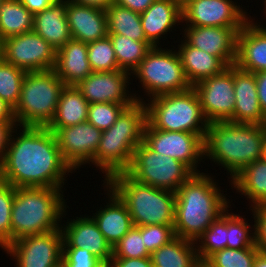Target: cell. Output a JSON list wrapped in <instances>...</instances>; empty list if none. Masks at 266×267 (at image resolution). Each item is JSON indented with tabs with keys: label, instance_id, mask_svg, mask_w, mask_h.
<instances>
[{
	"label": "cell",
	"instance_id": "1",
	"mask_svg": "<svg viewBox=\"0 0 266 267\" xmlns=\"http://www.w3.org/2000/svg\"><path fill=\"white\" fill-rule=\"evenodd\" d=\"M73 172L62 158L55 133L47 127L17 126L0 164V180L15 188L62 189Z\"/></svg>",
	"mask_w": 266,
	"mask_h": 267
},
{
	"label": "cell",
	"instance_id": "2",
	"mask_svg": "<svg viewBox=\"0 0 266 267\" xmlns=\"http://www.w3.org/2000/svg\"><path fill=\"white\" fill-rule=\"evenodd\" d=\"M215 176L194 173L175 192L174 232L193 242L228 208L230 199L223 193ZM222 192V193H221Z\"/></svg>",
	"mask_w": 266,
	"mask_h": 267
},
{
	"label": "cell",
	"instance_id": "3",
	"mask_svg": "<svg viewBox=\"0 0 266 267\" xmlns=\"http://www.w3.org/2000/svg\"><path fill=\"white\" fill-rule=\"evenodd\" d=\"M266 138V125L212 122L207 127L204 143V159L224 167L236 176L245 166L261 159L262 145Z\"/></svg>",
	"mask_w": 266,
	"mask_h": 267
},
{
	"label": "cell",
	"instance_id": "4",
	"mask_svg": "<svg viewBox=\"0 0 266 267\" xmlns=\"http://www.w3.org/2000/svg\"><path fill=\"white\" fill-rule=\"evenodd\" d=\"M146 122V104L136 101L120 113L109 129L102 131L93 166L105 174L103 182L130 166L135 148L143 141Z\"/></svg>",
	"mask_w": 266,
	"mask_h": 267
},
{
	"label": "cell",
	"instance_id": "5",
	"mask_svg": "<svg viewBox=\"0 0 266 267\" xmlns=\"http://www.w3.org/2000/svg\"><path fill=\"white\" fill-rule=\"evenodd\" d=\"M64 190L51 187L15 188L12 203V242L27 235L58 230L67 214ZM65 215V216H64Z\"/></svg>",
	"mask_w": 266,
	"mask_h": 267
},
{
	"label": "cell",
	"instance_id": "6",
	"mask_svg": "<svg viewBox=\"0 0 266 267\" xmlns=\"http://www.w3.org/2000/svg\"><path fill=\"white\" fill-rule=\"evenodd\" d=\"M127 206L134 226H173L176 193L141 184L125 172L112 175L106 182Z\"/></svg>",
	"mask_w": 266,
	"mask_h": 267
},
{
	"label": "cell",
	"instance_id": "7",
	"mask_svg": "<svg viewBox=\"0 0 266 267\" xmlns=\"http://www.w3.org/2000/svg\"><path fill=\"white\" fill-rule=\"evenodd\" d=\"M145 104L147 122L154 129L194 133L204 140L209 122L193 87L187 91L146 99Z\"/></svg>",
	"mask_w": 266,
	"mask_h": 267
},
{
	"label": "cell",
	"instance_id": "8",
	"mask_svg": "<svg viewBox=\"0 0 266 267\" xmlns=\"http://www.w3.org/2000/svg\"><path fill=\"white\" fill-rule=\"evenodd\" d=\"M64 87L53 69L26 72L20 99L14 109L17 126L48 127L56 114Z\"/></svg>",
	"mask_w": 266,
	"mask_h": 267
},
{
	"label": "cell",
	"instance_id": "9",
	"mask_svg": "<svg viewBox=\"0 0 266 267\" xmlns=\"http://www.w3.org/2000/svg\"><path fill=\"white\" fill-rule=\"evenodd\" d=\"M131 76L142 85L146 97L178 93L191 88L180 57L173 48L152 47Z\"/></svg>",
	"mask_w": 266,
	"mask_h": 267
},
{
	"label": "cell",
	"instance_id": "10",
	"mask_svg": "<svg viewBox=\"0 0 266 267\" xmlns=\"http://www.w3.org/2000/svg\"><path fill=\"white\" fill-rule=\"evenodd\" d=\"M125 173L135 181L176 192L194 172L181 161L158 154L143 141L135 148Z\"/></svg>",
	"mask_w": 266,
	"mask_h": 267
},
{
	"label": "cell",
	"instance_id": "11",
	"mask_svg": "<svg viewBox=\"0 0 266 267\" xmlns=\"http://www.w3.org/2000/svg\"><path fill=\"white\" fill-rule=\"evenodd\" d=\"M3 250L16 262L15 267H58L62 262L63 233L60 228L27 235L8 244Z\"/></svg>",
	"mask_w": 266,
	"mask_h": 267
},
{
	"label": "cell",
	"instance_id": "12",
	"mask_svg": "<svg viewBox=\"0 0 266 267\" xmlns=\"http://www.w3.org/2000/svg\"><path fill=\"white\" fill-rule=\"evenodd\" d=\"M143 142L158 154L177 159L187 165L194 173H201L199 164H204L203 139L194 133L163 131L154 129L146 122Z\"/></svg>",
	"mask_w": 266,
	"mask_h": 267
},
{
	"label": "cell",
	"instance_id": "13",
	"mask_svg": "<svg viewBox=\"0 0 266 267\" xmlns=\"http://www.w3.org/2000/svg\"><path fill=\"white\" fill-rule=\"evenodd\" d=\"M232 0H181L183 26L243 28L249 15Z\"/></svg>",
	"mask_w": 266,
	"mask_h": 267
},
{
	"label": "cell",
	"instance_id": "14",
	"mask_svg": "<svg viewBox=\"0 0 266 267\" xmlns=\"http://www.w3.org/2000/svg\"><path fill=\"white\" fill-rule=\"evenodd\" d=\"M2 58L26 72L52 70L56 50L34 31L3 40Z\"/></svg>",
	"mask_w": 266,
	"mask_h": 267
},
{
	"label": "cell",
	"instance_id": "15",
	"mask_svg": "<svg viewBox=\"0 0 266 267\" xmlns=\"http://www.w3.org/2000/svg\"><path fill=\"white\" fill-rule=\"evenodd\" d=\"M203 114L209 123L233 122L235 109L233 66L220 74L206 78L193 86Z\"/></svg>",
	"mask_w": 266,
	"mask_h": 267
},
{
	"label": "cell",
	"instance_id": "16",
	"mask_svg": "<svg viewBox=\"0 0 266 267\" xmlns=\"http://www.w3.org/2000/svg\"><path fill=\"white\" fill-rule=\"evenodd\" d=\"M131 73L124 70L93 71L76 87L91 103L110 102L132 106L136 101L145 102L144 97L129 91Z\"/></svg>",
	"mask_w": 266,
	"mask_h": 267
},
{
	"label": "cell",
	"instance_id": "17",
	"mask_svg": "<svg viewBox=\"0 0 266 267\" xmlns=\"http://www.w3.org/2000/svg\"><path fill=\"white\" fill-rule=\"evenodd\" d=\"M102 131L88 121L69 127H61L56 133L63 160L72 170L82 165L94 164Z\"/></svg>",
	"mask_w": 266,
	"mask_h": 267
},
{
	"label": "cell",
	"instance_id": "18",
	"mask_svg": "<svg viewBox=\"0 0 266 267\" xmlns=\"http://www.w3.org/2000/svg\"><path fill=\"white\" fill-rule=\"evenodd\" d=\"M181 28L184 35L182 37L190 46L218 57L227 67L235 64L237 34L242 28L203 26Z\"/></svg>",
	"mask_w": 266,
	"mask_h": 267
},
{
	"label": "cell",
	"instance_id": "19",
	"mask_svg": "<svg viewBox=\"0 0 266 267\" xmlns=\"http://www.w3.org/2000/svg\"><path fill=\"white\" fill-rule=\"evenodd\" d=\"M68 219L61 225L63 247H76L90 251L101 262L111 261L113 248L106 241L91 215ZM70 220V221H69Z\"/></svg>",
	"mask_w": 266,
	"mask_h": 267
},
{
	"label": "cell",
	"instance_id": "20",
	"mask_svg": "<svg viewBox=\"0 0 266 267\" xmlns=\"http://www.w3.org/2000/svg\"><path fill=\"white\" fill-rule=\"evenodd\" d=\"M252 18L249 15V21L237 34L234 65L243 71L258 73L266 70V27Z\"/></svg>",
	"mask_w": 266,
	"mask_h": 267
},
{
	"label": "cell",
	"instance_id": "21",
	"mask_svg": "<svg viewBox=\"0 0 266 267\" xmlns=\"http://www.w3.org/2000/svg\"><path fill=\"white\" fill-rule=\"evenodd\" d=\"M235 109L233 123L266 125L259 99L255 73L243 71L233 65Z\"/></svg>",
	"mask_w": 266,
	"mask_h": 267
},
{
	"label": "cell",
	"instance_id": "22",
	"mask_svg": "<svg viewBox=\"0 0 266 267\" xmlns=\"http://www.w3.org/2000/svg\"><path fill=\"white\" fill-rule=\"evenodd\" d=\"M140 18L146 40L153 47L162 46L160 40L182 24L181 0H155Z\"/></svg>",
	"mask_w": 266,
	"mask_h": 267
},
{
	"label": "cell",
	"instance_id": "23",
	"mask_svg": "<svg viewBox=\"0 0 266 267\" xmlns=\"http://www.w3.org/2000/svg\"><path fill=\"white\" fill-rule=\"evenodd\" d=\"M66 16L72 39L88 44L108 36L107 17L103 9L67 0Z\"/></svg>",
	"mask_w": 266,
	"mask_h": 267
},
{
	"label": "cell",
	"instance_id": "24",
	"mask_svg": "<svg viewBox=\"0 0 266 267\" xmlns=\"http://www.w3.org/2000/svg\"><path fill=\"white\" fill-rule=\"evenodd\" d=\"M104 191L108 198L107 204L98 207L91 216L102 232L106 241L113 248L115 244L134 226L125 203L104 182ZM107 189V190H106Z\"/></svg>",
	"mask_w": 266,
	"mask_h": 267
},
{
	"label": "cell",
	"instance_id": "25",
	"mask_svg": "<svg viewBox=\"0 0 266 267\" xmlns=\"http://www.w3.org/2000/svg\"><path fill=\"white\" fill-rule=\"evenodd\" d=\"M87 43L69 40L56 51L54 71L65 86H77L93 71L88 60Z\"/></svg>",
	"mask_w": 266,
	"mask_h": 267
},
{
	"label": "cell",
	"instance_id": "26",
	"mask_svg": "<svg viewBox=\"0 0 266 267\" xmlns=\"http://www.w3.org/2000/svg\"><path fill=\"white\" fill-rule=\"evenodd\" d=\"M66 15L67 0H55L48 8L34 14L33 31L56 51L72 39Z\"/></svg>",
	"mask_w": 266,
	"mask_h": 267
},
{
	"label": "cell",
	"instance_id": "27",
	"mask_svg": "<svg viewBox=\"0 0 266 267\" xmlns=\"http://www.w3.org/2000/svg\"><path fill=\"white\" fill-rule=\"evenodd\" d=\"M181 40V41H180ZM177 53L188 83L193 87L198 82L220 74L227 66L216 56L210 55L199 48L190 46L180 39Z\"/></svg>",
	"mask_w": 266,
	"mask_h": 267
},
{
	"label": "cell",
	"instance_id": "28",
	"mask_svg": "<svg viewBox=\"0 0 266 267\" xmlns=\"http://www.w3.org/2000/svg\"><path fill=\"white\" fill-rule=\"evenodd\" d=\"M88 106L89 102L76 86H65L60 93L56 114L47 128L56 133L61 127L86 122Z\"/></svg>",
	"mask_w": 266,
	"mask_h": 267
},
{
	"label": "cell",
	"instance_id": "29",
	"mask_svg": "<svg viewBox=\"0 0 266 267\" xmlns=\"http://www.w3.org/2000/svg\"><path fill=\"white\" fill-rule=\"evenodd\" d=\"M229 183L247 198L250 208L266 205V162L262 159L245 166Z\"/></svg>",
	"mask_w": 266,
	"mask_h": 267
},
{
	"label": "cell",
	"instance_id": "30",
	"mask_svg": "<svg viewBox=\"0 0 266 267\" xmlns=\"http://www.w3.org/2000/svg\"><path fill=\"white\" fill-rule=\"evenodd\" d=\"M153 267H196L199 260L193 241L175 237L150 254Z\"/></svg>",
	"mask_w": 266,
	"mask_h": 267
},
{
	"label": "cell",
	"instance_id": "31",
	"mask_svg": "<svg viewBox=\"0 0 266 267\" xmlns=\"http://www.w3.org/2000/svg\"><path fill=\"white\" fill-rule=\"evenodd\" d=\"M34 14L20 0L0 4V37L2 40L33 31Z\"/></svg>",
	"mask_w": 266,
	"mask_h": 267
},
{
	"label": "cell",
	"instance_id": "32",
	"mask_svg": "<svg viewBox=\"0 0 266 267\" xmlns=\"http://www.w3.org/2000/svg\"><path fill=\"white\" fill-rule=\"evenodd\" d=\"M105 12L108 34H118L136 41L148 42L139 13L116 3H112Z\"/></svg>",
	"mask_w": 266,
	"mask_h": 267
},
{
	"label": "cell",
	"instance_id": "33",
	"mask_svg": "<svg viewBox=\"0 0 266 267\" xmlns=\"http://www.w3.org/2000/svg\"><path fill=\"white\" fill-rule=\"evenodd\" d=\"M108 37L112 42L119 69L129 73L138 67L153 47L149 42L136 41L123 35L108 34Z\"/></svg>",
	"mask_w": 266,
	"mask_h": 267
},
{
	"label": "cell",
	"instance_id": "34",
	"mask_svg": "<svg viewBox=\"0 0 266 267\" xmlns=\"http://www.w3.org/2000/svg\"><path fill=\"white\" fill-rule=\"evenodd\" d=\"M195 244L199 259H207L214 252L227 248V210L203 232Z\"/></svg>",
	"mask_w": 266,
	"mask_h": 267
},
{
	"label": "cell",
	"instance_id": "35",
	"mask_svg": "<svg viewBox=\"0 0 266 267\" xmlns=\"http://www.w3.org/2000/svg\"><path fill=\"white\" fill-rule=\"evenodd\" d=\"M26 71L15 67L3 58L0 60V99L13 109L19 102Z\"/></svg>",
	"mask_w": 266,
	"mask_h": 267
},
{
	"label": "cell",
	"instance_id": "36",
	"mask_svg": "<svg viewBox=\"0 0 266 267\" xmlns=\"http://www.w3.org/2000/svg\"><path fill=\"white\" fill-rule=\"evenodd\" d=\"M229 210L232 211V209H227V248H257L254 225H250V222L248 223L246 218H243L244 215L229 213Z\"/></svg>",
	"mask_w": 266,
	"mask_h": 267
},
{
	"label": "cell",
	"instance_id": "37",
	"mask_svg": "<svg viewBox=\"0 0 266 267\" xmlns=\"http://www.w3.org/2000/svg\"><path fill=\"white\" fill-rule=\"evenodd\" d=\"M88 60L92 71H114L118 67L112 42L107 36L87 44Z\"/></svg>",
	"mask_w": 266,
	"mask_h": 267
},
{
	"label": "cell",
	"instance_id": "38",
	"mask_svg": "<svg viewBox=\"0 0 266 267\" xmlns=\"http://www.w3.org/2000/svg\"><path fill=\"white\" fill-rule=\"evenodd\" d=\"M257 248H224L211 254L206 260L214 267H254Z\"/></svg>",
	"mask_w": 266,
	"mask_h": 267
},
{
	"label": "cell",
	"instance_id": "39",
	"mask_svg": "<svg viewBox=\"0 0 266 267\" xmlns=\"http://www.w3.org/2000/svg\"><path fill=\"white\" fill-rule=\"evenodd\" d=\"M15 187L0 180V247L12 243L11 212Z\"/></svg>",
	"mask_w": 266,
	"mask_h": 267
},
{
	"label": "cell",
	"instance_id": "40",
	"mask_svg": "<svg viewBox=\"0 0 266 267\" xmlns=\"http://www.w3.org/2000/svg\"><path fill=\"white\" fill-rule=\"evenodd\" d=\"M150 257L144 245V235L133 226L113 247L112 258H144Z\"/></svg>",
	"mask_w": 266,
	"mask_h": 267
},
{
	"label": "cell",
	"instance_id": "41",
	"mask_svg": "<svg viewBox=\"0 0 266 267\" xmlns=\"http://www.w3.org/2000/svg\"><path fill=\"white\" fill-rule=\"evenodd\" d=\"M126 107L129 105L110 102L91 103L88 106L87 121L101 131L107 130Z\"/></svg>",
	"mask_w": 266,
	"mask_h": 267
},
{
	"label": "cell",
	"instance_id": "42",
	"mask_svg": "<svg viewBox=\"0 0 266 267\" xmlns=\"http://www.w3.org/2000/svg\"><path fill=\"white\" fill-rule=\"evenodd\" d=\"M137 228L144 235V245L150 254L176 237L173 226L144 225Z\"/></svg>",
	"mask_w": 266,
	"mask_h": 267
},
{
	"label": "cell",
	"instance_id": "43",
	"mask_svg": "<svg viewBox=\"0 0 266 267\" xmlns=\"http://www.w3.org/2000/svg\"><path fill=\"white\" fill-rule=\"evenodd\" d=\"M62 263L67 267H97L101 261L86 249L63 247Z\"/></svg>",
	"mask_w": 266,
	"mask_h": 267
},
{
	"label": "cell",
	"instance_id": "44",
	"mask_svg": "<svg viewBox=\"0 0 266 267\" xmlns=\"http://www.w3.org/2000/svg\"><path fill=\"white\" fill-rule=\"evenodd\" d=\"M254 218L255 245L258 251L266 254V205L250 208Z\"/></svg>",
	"mask_w": 266,
	"mask_h": 267
},
{
	"label": "cell",
	"instance_id": "45",
	"mask_svg": "<svg viewBox=\"0 0 266 267\" xmlns=\"http://www.w3.org/2000/svg\"><path fill=\"white\" fill-rule=\"evenodd\" d=\"M17 127L16 121L0 122V164L2 163L13 130Z\"/></svg>",
	"mask_w": 266,
	"mask_h": 267
},
{
	"label": "cell",
	"instance_id": "46",
	"mask_svg": "<svg viewBox=\"0 0 266 267\" xmlns=\"http://www.w3.org/2000/svg\"><path fill=\"white\" fill-rule=\"evenodd\" d=\"M114 267H153L150 257L144 258H112Z\"/></svg>",
	"mask_w": 266,
	"mask_h": 267
},
{
	"label": "cell",
	"instance_id": "47",
	"mask_svg": "<svg viewBox=\"0 0 266 267\" xmlns=\"http://www.w3.org/2000/svg\"><path fill=\"white\" fill-rule=\"evenodd\" d=\"M154 1L155 0H114L113 3L141 14L146 11Z\"/></svg>",
	"mask_w": 266,
	"mask_h": 267
},
{
	"label": "cell",
	"instance_id": "48",
	"mask_svg": "<svg viewBox=\"0 0 266 267\" xmlns=\"http://www.w3.org/2000/svg\"><path fill=\"white\" fill-rule=\"evenodd\" d=\"M260 108L266 116V70L255 73Z\"/></svg>",
	"mask_w": 266,
	"mask_h": 267
},
{
	"label": "cell",
	"instance_id": "49",
	"mask_svg": "<svg viewBox=\"0 0 266 267\" xmlns=\"http://www.w3.org/2000/svg\"><path fill=\"white\" fill-rule=\"evenodd\" d=\"M22 4L33 14L48 8L55 0H20Z\"/></svg>",
	"mask_w": 266,
	"mask_h": 267
},
{
	"label": "cell",
	"instance_id": "50",
	"mask_svg": "<svg viewBox=\"0 0 266 267\" xmlns=\"http://www.w3.org/2000/svg\"><path fill=\"white\" fill-rule=\"evenodd\" d=\"M3 121H16L14 116V109L0 99V122Z\"/></svg>",
	"mask_w": 266,
	"mask_h": 267
},
{
	"label": "cell",
	"instance_id": "51",
	"mask_svg": "<svg viewBox=\"0 0 266 267\" xmlns=\"http://www.w3.org/2000/svg\"><path fill=\"white\" fill-rule=\"evenodd\" d=\"M77 4L97 7L106 10L114 0H69Z\"/></svg>",
	"mask_w": 266,
	"mask_h": 267
},
{
	"label": "cell",
	"instance_id": "52",
	"mask_svg": "<svg viewBox=\"0 0 266 267\" xmlns=\"http://www.w3.org/2000/svg\"><path fill=\"white\" fill-rule=\"evenodd\" d=\"M254 267H266V254L260 252L257 254Z\"/></svg>",
	"mask_w": 266,
	"mask_h": 267
},
{
	"label": "cell",
	"instance_id": "53",
	"mask_svg": "<svg viewBox=\"0 0 266 267\" xmlns=\"http://www.w3.org/2000/svg\"><path fill=\"white\" fill-rule=\"evenodd\" d=\"M196 267H214L212 264H210L206 259H199Z\"/></svg>",
	"mask_w": 266,
	"mask_h": 267
},
{
	"label": "cell",
	"instance_id": "54",
	"mask_svg": "<svg viewBox=\"0 0 266 267\" xmlns=\"http://www.w3.org/2000/svg\"><path fill=\"white\" fill-rule=\"evenodd\" d=\"M261 159L266 162V138L262 145V157Z\"/></svg>",
	"mask_w": 266,
	"mask_h": 267
},
{
	"label": "cell",
	"instance_id": "55",
	"mask_svg": "<svg viewBox=\"0 0 266 267\" xmlns=\"http://www.w3.org/2000/svg\"><path fill=\"white\" fill-rule=\"evenodd\" d=\"M97 267H114L112 261L101 262Z\"/></svg>",
	"mask_w": 266,
	"mask_h": 267
},
{
	"label": "cell",
	"instance_id": "56",
	"mask_svg": "<svg viewBox=\"0 0 266 267\" xmlns=\"http://www.w3.org/2000/svg\"><path fill=\"white\" fill-rule=\"evenodd\" d=\"M3 40L0 37V60L2 59Z\"/></svg>",
	"mask_w": 266,
	"mask_h": 267
},
{
	"label": "cell",
	"instance_id": "57",
	"mask_svg": "<svg viewBox=\"0 0 266 267\" xmlns=\"http://www.w3.org/2000/svg\"><path fill=\"white\" fill-rule=\"evenodd\" d=\"M263 2H264V13L266 14V0H263Z\"/></svg>",
	"mask_w": 266,
	"mask_h": 267
},
{
	"label": "cell",
	"instance_id": "58",
	"mask_svg": "<svg viewBox=\"0 0 266 267\" xmlns=\"http://www.w3.org/2000/svg\"><path fill=\"white\" fill-rule=\"evenodd\" d=\"M58 267H67L66 265H64L62 262L58 265Z\"/></svg>",
	"mask_w": 266,
	"mask_h": 267
}]
</instances>
